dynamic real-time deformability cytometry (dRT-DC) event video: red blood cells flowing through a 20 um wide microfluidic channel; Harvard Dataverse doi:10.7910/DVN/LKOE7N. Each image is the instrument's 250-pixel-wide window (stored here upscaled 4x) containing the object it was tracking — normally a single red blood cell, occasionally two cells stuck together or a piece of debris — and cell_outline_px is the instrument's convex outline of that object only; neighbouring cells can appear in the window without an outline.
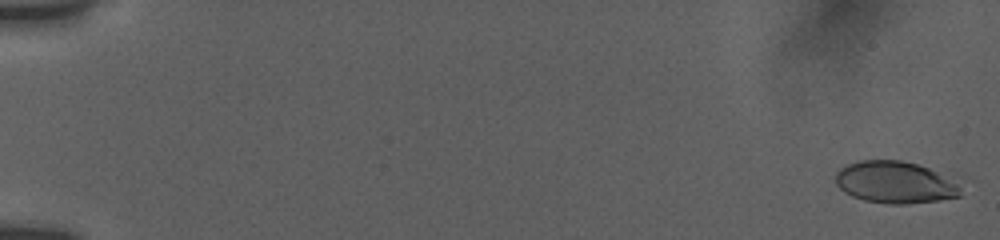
{"species": "human", "species_latin": "Homo sapiens", "temperature_condition": "room temperature", "stored_images_in_passage": 55, "camera_frame_rate_fps": 3000, "um_per_image_px": 0.085, "donor": {"sex": "female"}, "frame": {"image": 1, "passage_image": 1, "time_ms": 0.0, "image_size_px": [1000, 240], "cell_outline_px": [[972, 180], [960, 196], [940, 200], [904, 204], [888, 204], [864, 200], [852, 196], [844, 192], [836, 184], [836, 172], [840, 168], [848, 164], [860, 160], [900, 160], [964, 172]], "centroid_in_image_um": [76.51, 15.45], "position_along_channel_um": 8.5, "area_um2": 33.58}}
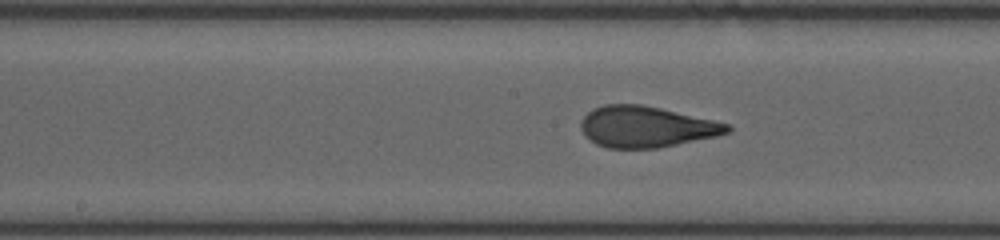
{"frame": {"image": 2, "passage_image": 30, "time_ms": 9.667, "image_size_px": [1000, 240], "cell_outline_px": [[732, 132], [716, 136], [656, 148], [608, 148], [596, 144], [584, 136], [580, 128], [580, 124], [584, 116], [592, 108], [604, 104], [640, 104], [660, 108], [712, 120], [728, 124], [732, 128]], "centroid_in_image_um": [54.88, 10.77], "position_along_channel_um": 193.3, "area_um2": 34.91}}
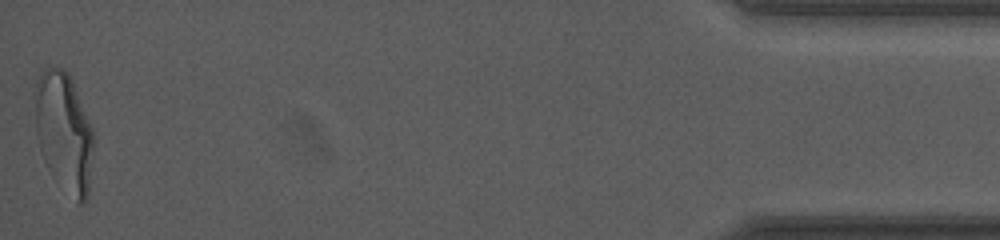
{"frame": {"image": 3, "passage_image": 55, "time_ms": 18.0, "image_size_px": [1000, 240], "cell_outline_px": [[92, 148], [88, 196], [80, 204], [52, 176], [44, 160], [40, 148], [36, 132], [32, 92], [36, 80], [44, 68], [56, 64], [64, 68], [68, 72], [72, 80], [92, 128]], "centroid_in_image_um": [5.38, 11.11], "position_along_channel_um": 429.8, "area_um2": 40.86}, "authors_computed_cell_mechanics": {"area_um2": 34.5066, "velocity_mm_per_s": 3.8299, "shape_relaxation_time_tau1_ms": 6.4788, "shape_relaxation_time_tau2_ms": null, "deformation_change_tau1": 0.2223, "deformation_change_tau2": null}}